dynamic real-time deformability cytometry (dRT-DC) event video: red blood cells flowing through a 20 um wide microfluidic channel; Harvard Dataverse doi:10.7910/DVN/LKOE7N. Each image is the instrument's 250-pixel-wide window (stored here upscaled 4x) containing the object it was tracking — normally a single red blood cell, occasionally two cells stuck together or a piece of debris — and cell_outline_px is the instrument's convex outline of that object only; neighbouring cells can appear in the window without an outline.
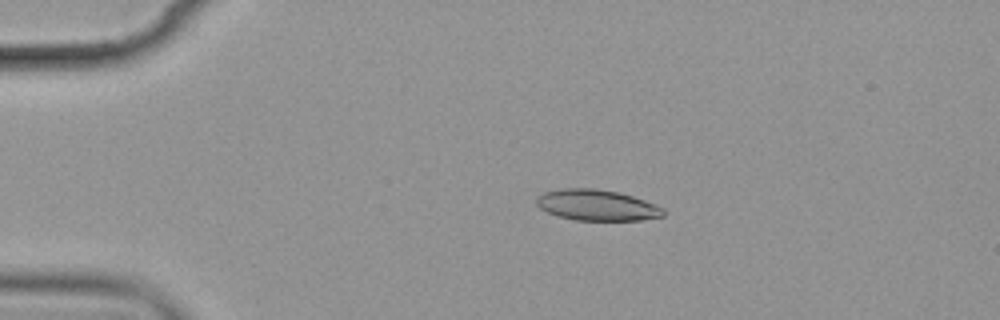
{"species": "common noctule bat (a hibernating species)", "species_latin": "Nyctalus noctula", "temperature_condition": "cold", "stored_images_in_passage": 6, "camera_frame_rate_fps": 3000, "um_per_image_px": 0.085, "animal": {"sex": "female", "body_mass_g": 19.9}, "frame": {"image": 1, "passage_image": 4, "time_ms": 3.667, "image_size_px": [1000, 320], "cell_outline_px": [[664, 216], [640, 220], [576, 220], [560, 216], [548, 212], [540, 208], [536, 204], [536, 196], [544, 192], [560, 188], [592, 188], [620, 192], [656, 204], [664, 208]], "centroid_in_image_um": [50.73, 17.43], "position_along_channel_um": 34.3, "area_um2": 22.89}}